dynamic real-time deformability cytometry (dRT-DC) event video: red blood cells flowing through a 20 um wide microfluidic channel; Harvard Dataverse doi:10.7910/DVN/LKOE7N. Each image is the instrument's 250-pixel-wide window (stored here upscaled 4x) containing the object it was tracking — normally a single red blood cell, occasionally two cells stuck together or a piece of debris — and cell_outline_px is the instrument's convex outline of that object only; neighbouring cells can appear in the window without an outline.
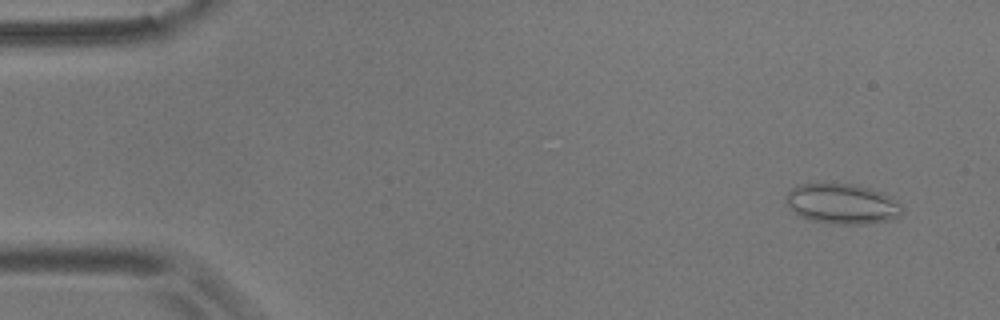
{"species": "common noctule bat (a hibernating species)", "species_latin": "Nyctalus noctula", "temperature_condition": "room temperature", "stored_images_in_passage": 55, "camera_frame_rate_fps": 3000, "um_per_image_px": 0.085, "animal": {"sex": "male", "body_mass_g": 17.9}, "frame": {"image": 1, "passage_image": 4, "time_ms": 1.0, "image_size_px": [1000, 320], "cell_outline_px": [[904, 212], [896, 220], [872, 224], [832, 224], [808, 220], [800, 216], [788, 204], [788, 192], [796, 184], [856, 184], [880, 192], [896, 200], [904, 208]], "centroid_in_image_um": [71.67, 17.36], "position_along_channel_um": 13.3, "area_um2": 27.34}}
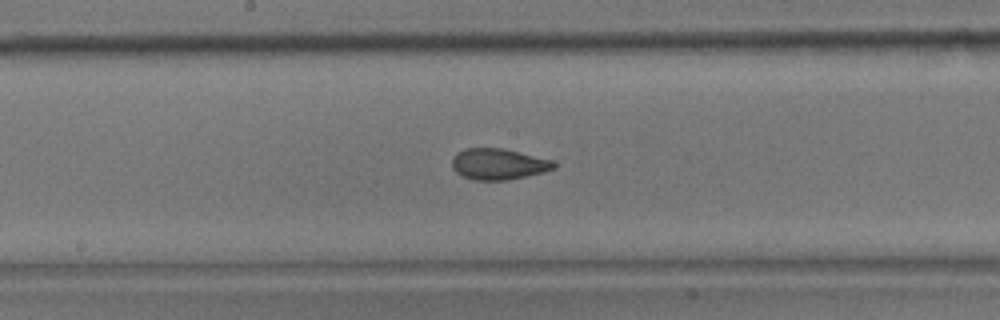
{"frame": {"image": 2, "passage_image": 29, "time_ms": 9.333, "image_size_px": [1000, 320], "cell_outline_px": [[556, 168], [508, 180], [476, 180], [464, 176], [456, 172], [452, 168], [452, 156], [456, 152], [464, 148], [504, 148], [552, 160], [556, 164]], "centroid_in_image_um": [42.32, 13.93], "position_along_channel_um": 205.9, "area_um2": 18.38}}
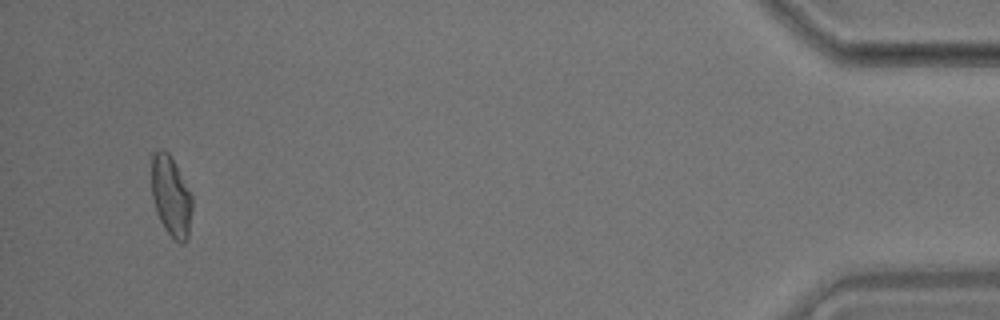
{"frame": {"image": 3, "passage_image": 53, "time_ms": 17.333, "image_size_px": [1000, 320], "cell_outline_px": [[192, 208], [188, 240], [184, 244], [180, 244], [164, 228], [156, 212], [152, 196], [152, 152], [160, 148], [164, 148], [168, 152], [192, 196]], "centroid_in_image_um": [14.53, 16.69], "position_along_channel_um": 420.7, "area_um2": 18.96}, "authors_computed_cell_mechanics": {"area_um2": 19.074, "velocity_mm_per_s": 3.6375, "shape_relaxation_time_tau1_ms": 7.5507, "shape_relaxation_time_tau2_ms": 1.3786, "deformation_change_tau1": 0.1446, "deformation_change_tau2": 0.0613}}